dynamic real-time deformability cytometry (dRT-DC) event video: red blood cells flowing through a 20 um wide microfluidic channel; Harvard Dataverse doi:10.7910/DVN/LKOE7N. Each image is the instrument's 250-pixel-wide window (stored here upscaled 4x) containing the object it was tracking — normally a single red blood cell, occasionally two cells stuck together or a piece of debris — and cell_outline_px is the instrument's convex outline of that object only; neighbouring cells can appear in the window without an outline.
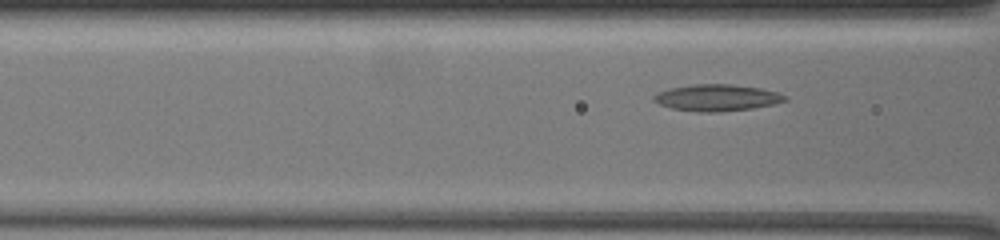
{"species": "common noctule bat (a hibernating species)", "species_latin": "Nyctalus noctula", "temperature_condition": "warm", "stored_images_in_passage": 10, "camera_frame_rate_fps": 3000, "um_per_image_px": 0.085, "animal": {"sex": "female", "body_mass_g": 19.5, "forearm_length_mm": 54.1}, "frame": {"image": 1, "passage_image": 7, "time_ms": 2.0, "image_size_px": [1000, 240], "cell_outline_px": [[788, 100], [772, 104], [752, 108], [716, 112], [700, 112], [672, 108], [660, 104], [652, 100], [652, 96], [660, 92], [672, 88], [692, 84], [732, 84], [760, 88], [776, 92], [788, 96]], "centroid_in_image_um": [60.95, 8.3], "position_along_channel_um": 105.7, "area_um2": 20.11}}